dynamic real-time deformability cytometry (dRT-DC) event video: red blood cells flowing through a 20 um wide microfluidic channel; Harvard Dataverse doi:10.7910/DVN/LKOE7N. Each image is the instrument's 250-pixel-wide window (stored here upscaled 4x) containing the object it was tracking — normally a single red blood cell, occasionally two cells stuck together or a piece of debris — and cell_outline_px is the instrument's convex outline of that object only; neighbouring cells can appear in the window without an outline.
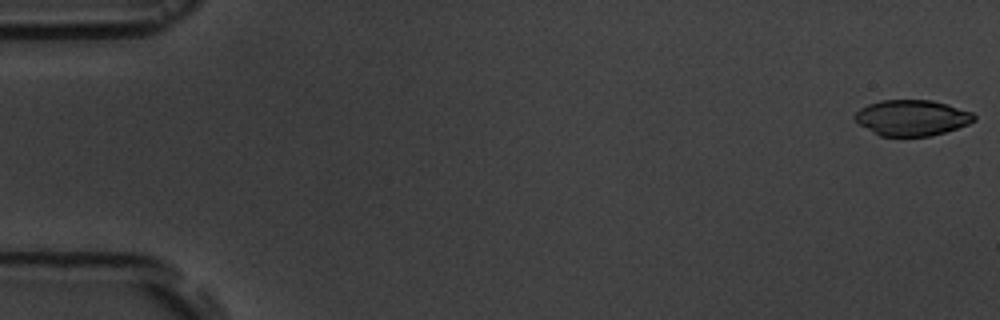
{"species": "common noctule bat (a hibernating species)", "species_latin": "Nyctalus noctula", "temperature_condition": "room temperature", "stored_images_in_passage": 5, "camera_frame_rate_fps": 3000, "um_per_image_px": 0.085, "animal": {"sex": "male", "body_mass_g": 19.5, "forearm_length_mm": 54.6}, "frame": {"image": 1, "passage_image": 1, "time_ms": 0.0, "image_size_px": [1000, 320], "cell_outline_px": [[976, 120], [968, 124], [932, 136], [880, 136], [860, 124], [852, 116], [860, 108], [868, 104], [880, 100], [932, 100], [948, 104], [972, 112], [976, 116]], "centroid_in_image_um": [77.52, 10.0], "position_along_channel_um": 7.5, "area_um2": 24.85}}